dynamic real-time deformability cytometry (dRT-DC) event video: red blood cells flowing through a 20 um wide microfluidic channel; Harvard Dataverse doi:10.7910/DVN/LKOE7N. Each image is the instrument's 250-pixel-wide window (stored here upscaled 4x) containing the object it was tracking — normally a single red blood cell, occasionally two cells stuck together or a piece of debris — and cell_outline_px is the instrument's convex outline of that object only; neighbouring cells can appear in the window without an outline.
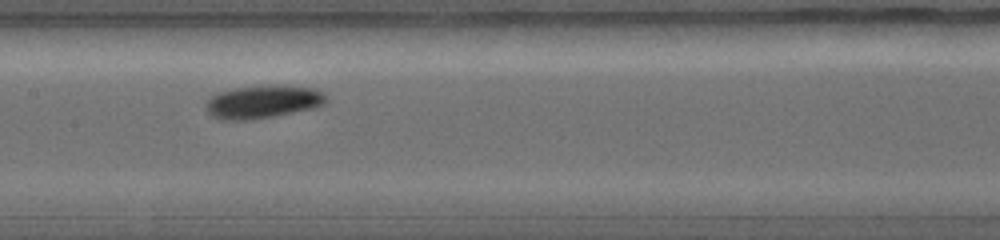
{"species": "common noctule bat (a hibernating species)", "species_latin": "Nyctalus noctula", "temperature_condition": "warm", "stored_images_in_passage": 9, "camera_frame_rate_fps": 5000, "um_per_image_px": 0.085, "animal": {"sex": "female", "body_mass_g": 19.0, "forearm_length_mm": 56.7}, "frame": {"image": 1, "passage_image": 7, "time_ms": 3.6, "image_size_px": [1000, 240], "cell_outline_px": [[324, 104], [316, 108], [272, 116], [244, 120], [224, 120], [212, 116], [208, 112], [208, 100], [212, 96], [220, 92], [232, 88], [276, 84], [316, 88], [324, 92]], "centroid_in_image_um": [22.39, 8.63], "position_along_channel_um": 185.0, "area_um2": 23.0}}
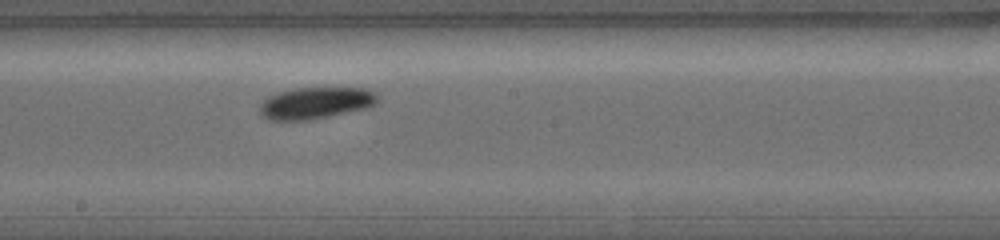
{"frame": {"image": 2, "passage_image": 8, "time_ms": 4.2, "image_size_px": [1000, 240], "cell_outline_px": [[380, 96], [376, 104], [364, 108], [328, 116], [308, 120], [272, 120], [264, 116], [260, 112], [260, 104], [264, 100], [280, 92], [300, 88], [364, 88], [376, 92]], "centroid_in_image_um": [26.88, 8.75], "position_along_channel_um": 221.3, "area_um2": 21.33}}
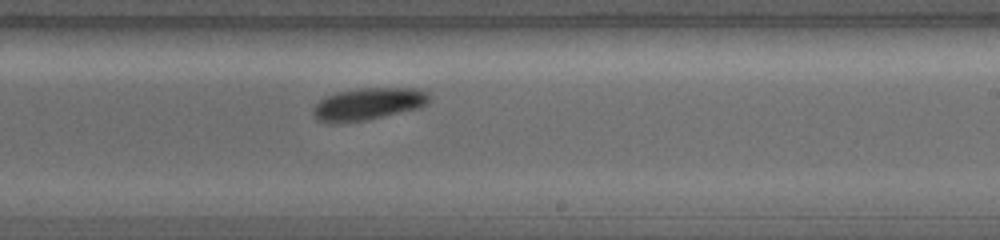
{"frame": {"image": 3, "passage_image": 9, "time_ms": 4.8, "image_size_px": [1000, 240], "cell_outline_px": [[432, 100], [420, 108], [364, 120], [336, 124], [332, 124], [316, 120], [312, 112], [312, 108], [320, 100], [328, 96], [340, 92], [360, 88], [416, 88], [428, 92], [432, 96]], "centroid_in_image_um": [31.32, 8.84], "position_along_channel_um": 257.7, "area_um2": 21.91}}